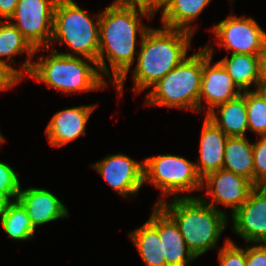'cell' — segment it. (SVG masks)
<instances>
[{"label":"cell","instance_id":"cell-12","mask_svg":"<svg viewBox=\"0 0 266 266\" xmlns=\"http://www.w3.org/2000/svg\"><path fill=\"white\" fill-rule=\"evenodd\" d=\"M212 51L213 49L209 45L203 49V70L199 96V111L202 110L201 100L206 99L208 103L207 114L215 110V107L241 94L239 89L235 90L237 86L233 83L232 78L220 61L211 66Z\"/></svg>","mask_w":266,"mask_h":266},{"label":"cell","instance_id":"cell-8","mask_svg":"<svg viewBox=\"0 0 266 266\" xmlns=\"http://www.w3.org/2000/svg\"><path fill=\"white\" fill-rule=\"evenodd\" d=\"M57 0H18L12 23L38 51L49 48L53 32L54 9Z\"/></svg>","mask_w":266,"mask_h":266},{"label":"cell","instance_id":"cell-26","mask_svg":"<svg viewBox=\"0 0 266 266\" xmlns=\"http://www.w3.org/2000/svg\"><path fill=\"white\" fill-rule=\"evenodd\" d=\"M20 186L16 172L8 164L0 162V193L4 194L10 201L13 198L16 200Z\"/></svg>","mask_w":266,"mask_h":266},{"label":"cell","instance_id":"cell-20","mask_svg":"<svg viewBox=\"0 0 266 266\" xmlns=\"http://www.w3.org/2000/svg\"><path fill=\"white\" fill-rule=\"evenodd\" d=\"M211 0H167L162 7L163 27L194 33L191 22ZM189 25V26H188Z\"/></svg>","mask_w":266,"mask_h":266},{"label":"cell","instance_id":"cell-11","mask_svg":"<svg viewBox=\"0 0 266 266\" xmlns=\"http://www.w3.org/2000/svg\"><path fill=\"white\" fill-rule=\"evenodd\" d=\"M233 228L242 239L266 243V186H254L247 200L233 214Z\"/></svg>","mask_w":266,"mask_h":266},{"label":"cell","instance_id":"cell-16","mask_svg":"<svg viewBox=\"0 0 266 266\" xmlns=\"http://www.w3.org/2000/svg\"><path fill=\"white\" fill-rule=\"evenodd\" d=\"M17 199L27 210L34 228L68 216V210L63 203L44 188H20Z\"/></svg>","mask_w":266,"mask_h":266},{"label":"cell","instance_id":"cell-13","mask_svg":"<svg viewBox=\"0 0 266 266\" xmlns=\"http://www.w3.org/2000/svg\"><path fill=\"white\" fill-rule=\"evenodd\" d=\"M205 181L208 187L207 194H211L213 197L212 203H206L214 208H216L217 203L223 204L225 207H231L232 215L247 200L250 191L254 187L248 179L223 168L208 173L202 178V185Z\"/></svg>","mask_w":266,"mask_h":266},{"label":"cell","instance_id":"cell-7","mask_svg":"<svg viewBox=\"0 0 266 266\" xmlns=\"http://www.w3.org/2000/svg\"><path fill=\"white\" fill-rule=\"evenodd\" d=\"M144 183L148 180L162 191V194H176L202 189V178L198 175L195 163L187 159L166 154L144 160Z\"/></svg>","mask_w":266,"mask_h":266},{"label":"cell","instance_id":"cell-22","mask_svg":"<svg viewBox=\"0 0 266 266\" xmlns=\"http://www.w3.org/2000/svg\"><path fill=\"white\" fill-rule=\"evenodd\" d=\"M0 57L7 56L9 62H14L12 55L27 52L28 57L31 59L36 49L28 42V40L18 31L12 22L2 23L0 20ZM7 60L0 62L19 80L23 78V71L14 69L6 63Z\"/></svg>","mask_w":266,"mask_h":266},{"label":"cell","instance_id":"cell-4","mask_svg":"<svg viewBox=\"0 0 266 266\" xmlns=\"http://www.w3.org/2000/svg\"><path fill=\"white\" fill-rule=\"evenodd\" d=\"M22 69L29 77L64 93L90 91L106 86L102 75L88 62L75 54L58 53L57 50H52V55H47L45 58L40 57L35 64L27 59Z\"/></svg>","mask_w":266,"mask_h":266},{"label":"cell","instance_id":"cell-5","mask_svg":"<svg viewBox=\"0 0 266 266\" xmlns=\"http://www.w3.org/2000/svg\"><path fill=\"white\" fill-rule=\"evenodd\" d=\"M203 48L187 57L157 81L148 93L147 105L199 110Z\"/></svg>","mask_w":266,"mask_h":266},{"label":"cell","instance_id":"cell-1","mask_svg":"<svg viewBox=\"0 0 266 266\" xmlns=\"http://www.w3.org/2000/svg\"><path fill=\"white\" fill-rule=\"evenodd\" d=\"M138 11L142 17L155 15L152 10L144 6L117 0L106 7L99 17L98 70L109 76L111 81H114L118 97L119 94L123 93L124 80L135 59L137 31L142 38L150 29L142 25L140 18H138ZM105 51L113 71L114 80L111 78L105 62Z\"/></svg>","mask_w":266,"mask_h":266},{"label":"cell","instance_id":"cell-36","mask_svg":"<svg viewBox=\"0 0 266 266\" xmlns=\"http://www.w3.org/2000/svg\"><path fill=\"white\" fill-rule=\"evenodd\" d=\"M4 141V138L2 137L1 133H0V144Z\"/></svg>","mask_w":266,"mask_h":266},{"label":"cell","instance_id":"cell-31","mask_svg":"<svg viewBox=\"0 0 266 266\" xmlns=\"http://www.w3.org/2000/svg\"><path fill=\"white\" fill-rule=\"evenodd\" d=\"M17 4L18 0H0V18L10 20L15 13Z\"/></svg>","mask_w":266,"mask_h":266},{"label":"cell","instance_id":"cell-34","mask_svg":"<svg viewBox=\"0 0 266 266\" xmlns=\"http://www.w3.org/2000/svg\"><path fill=\"white\" fill-rule=\"evenodd\" d=\"M9 202L10 200L4 194L0 193V217L7 208Z\"/></svg>","mask_w":266,"mask_h":266},{"label":"cell","instance_id":"cell-21","mask_svg":"<svg viewBox=\"0 0 266 266\" xmlns=\"http://www.w3.org/2000/svg\"><path fill=\"white\" fill-rule=\"evenodd\" d=\"M220 62L227 70L237 89L249 91L253 82L259 88L262 81L260 77L259 55L231 54L230 58L226 56Z\"/></svg>","mask_w":266,"mask_h":266},{"label":"cell","instance_id":"cell-3","mask_svg":"<svg viewBox=\"0 0 266 266\" xmlns=\"http://www.w3.org/2000/svg\"><path fill=\"white\" fill-rule=\"evenodd\" d=\"M158 205L176 222L186 245L196 257L216 247L227 224L224 212L208 205L201 196H174L172 203L160 199Z\"/></svg>","mask_w":266,"mask_h":266},{"label":"cell","instance_id":"cell-17","mask_svg":"<svg viewBox=\"0 0 266 266\" xmlns=\"http://www.w3.org/2000/svg\"><path fill=\"white\" fill-rule=\"evenodd\" d=\"M227 138L225 133L207 117L205 118L200 138V157L197 161L202 166L195 164L196 171L201 178L223 168Z\"/></svg>","mask_w":266,"mask_h":266},{"label":"cell","instance_id":"cell-27","mask_svg":"<svg viewBox=\"0 0 266 266\" xmlns=\"http://www.w3.org/2000/svg\"><path fill=\"white\" fill-rule=\"evenodd\" d=\"M254 186H266V136L253 143Z\"/></svg>","mask_w":266,"mask_h":266},{"label":"cell","instance_id":"cell-23","mask_svg":"<svg viewBox=\"0 0 266 266\" xmlns=\"http://www.w3.org/2000/svg\"><path fill=\"white\" fill-rule=\"evenodd\" d=\"M129 236L147 266H167L158 229L149 220Z\"/></svg>","mask_w":266,"mask_h":266},{"label":"cell","instance_id":"cell-10","mask_svg":"<svg viewBox=\"0 0 266 266\" xmlns=\"http://www.w3.org/2000/svg\"><path fill=\"white\" fill-rule=\"evenodd\" d=\"M91 166L124 197L136 194L144 184V163L137 162L126 155H108Z\"/></svg>","mask_w":266,"mask_h":266},{"label":"cell","instance_id":"cell-32","mask_svg":"<svg viewBox=\"0 0 266 266\" xmlns=\"http://www.w3.org/2000/svg\"><path fill=\"white\" fill-rule=\"evenodd\" d=\"M130 3H136L138 5L144 6L146 8H149L154 13L159 10V8H162V5L167 0H124Z\"/></svg>","mask_w":266,"mask_h":266},{"label":"cell","instance_id":"cell-2","mask_svg":"<svg viewBox=\"0 0 266 266\" xmlns=\"http://www.w3.org/2000/svg\"><path fill=\"white\" fill-rule=\"evenodd\" d=\"M193 33L182 29L150 28L141 38L134 69L135 92L153 86L187 57Z\"/></svg>","mask_w":266,"mask_h":266},{"label":"cell","instance_id":"cell-9","mask_svg":"<svg viewBox=\"0 0 266 266\" xmlns=\"http://www.w3.org/2000/svg\"><path fill=\"white\" fill-rule=\"evenodd\" d=\"M212 30L219 40V46H224L228 52L232 50L231 54L259 55L266 39V32L251 17L230 15Z\"/></svg>","mask_w":266,"mask_h":266},{"label":"cell","instance_id":"cell-30","mask_svg":"<svg viewBox=\"0 0 266 266\" xmlns=\"http://www.w3.org/2000/svg\"><path fill=\"white\" fill-rule=\"evenodd\" d=\"M19 80L0 62V91L12 88Z\"/></svg>","mask_w":266,"mask_h":266},{"label":"cell","instance_id":"cell-19","mask_svg":"<svg viewBox=\"0 0 266 266\" xmlns=\"http://www.w3.org/2000/svg\"><path fill=\"white\" fill-rule=\"evenodd\" d=\"M223 169L248 179L254 185L253 143L246 136L228 137Z\"/></svg>","mask_w":266,"mask_h":266},{"label":"cell","instance_id":"cell-25","mask_svg":"<svg viewBox=\"0 0 266 266\" xmlns=\"http://www.w3.org/2000/svg\"><path fill=\"white\" fill-rule=\"evenodd\" d=\"M248 129L260 137L266 136V98L260 91H245Z\"/></svg>","mask_w":266,"mask_h":266},{"label":"cell","instance_id":"cell-35","mask_svg":"<svg viewBox=\"0 0 266 266\" xmlns=\"http://www.w3.org/2000/svg\"><path fill=\"white\" fill-rule=\"evenodd\" d=\"M258 90L266 98V81H261Z\"/></svg>","mask_w":266,"mask_h":266},{"label":"cell","instance_id":"cell-29","mask_svg":"<svg viewBox=\"0 0 266 266\" xmlns=\"http://www.w3.org/2000/svg\"><path fill=\"white\" fill-rule=\"evenodd\" d=\"M247 266H266V243L246 247Z\"/></svg>","mask_w":266,"mask_h":266},{"label":"cell","instance_id":"cell-28","mask_svg":"<svg viewBox=\"0 0 266 266\" xmlns=\"http://www.w3.org/2000/svg\"><path fill=\"white\" fill-rule=\"evenodd\" d=\"M219 262L220 266H247L246 250L226 239L225 245L219 252Z\"/></svg>","mask_w":266,"mask_h":266},{"label":"cell","instance_id":"cell-15","mask_svg":"<svg viewBox=\"0 0 266 266\" xmlns=\"http://www.w3.org/2000/svg\"><path fill=\"white\" fill-rule=\"evenodd\" d=\"M95 106H78L57 112L46 128L49 143L61 147L85 133L86 123Z\"/></svg>","mask_w":266,"mask_h":266},{"label":"cell","instance_id":"cell-14","mask_svg":"<svg viewBox=\"0 0 266 266\" xmlns=\"http://www.w3.org/2000/svg\"><path fill=\"white\" fill-rule=\"evenodd\" d=\"M149 221L158 229L162 240V259L167 266H188L197 257L185 243L176 222L157 204Z\"/></svg>","mask_w":266,"mask_h":266},{"label":"cell","instance_id":"cell-18","mask_svg":"<svg viewBox=\"0 0 266 266\" xmlns=\"http://www.w3.org/2000/svg\"><path fill=\"white\" fill-rule=\"evenodd\" d=\"M220 119L215 110L206 115L216 127L228 137H243L248 129V117L245 104V91L236 98L217 106Z\"/></svg>","mask_w":266,"mask_h":266},{"label":"cell","instance_id":"cell-33","mask_svg":"<svg viewBox=\"0 0 266 266\" xmlns=\"http://www.w3.org/2000/svg\"><path fill=\"white\" fill-rule=\"evenodd\" d=\"M259 64L261 80L266 81V39L259 54Z\"/></svg>","mask_w":266,"mask_h":266},{"label":"cell","instance_id":"cell-24","mask_svg":"<svg viewBox=\"0 0 266 266\" xmlns=\"http://www.w3.org/2000/svg\"><path fill=\"white\" fill-rule=\"evenodd\" d=\"M0 220L6 234L14 240H28L34 237L35 228L27 210L18 199L8 203Z\"/></svg>","mask_w":266,"mask_h":266},{"label":"cell","instance_id":"cell-6","mask_svg":"<svg viewBox=\"0 0 266 266\" xmlns=\"http://www.w3.org/2000/svg\"><path fill=\"white\" fill-rule=\"evenodd\" d=\"M99 17L100 14L94 24V19L72 0H57L51 43L58 40L61 45L66 44L77 57L83 56L98 69Z\"/></svg>","mask_w":266,"mask_h":266}]
</instances>
